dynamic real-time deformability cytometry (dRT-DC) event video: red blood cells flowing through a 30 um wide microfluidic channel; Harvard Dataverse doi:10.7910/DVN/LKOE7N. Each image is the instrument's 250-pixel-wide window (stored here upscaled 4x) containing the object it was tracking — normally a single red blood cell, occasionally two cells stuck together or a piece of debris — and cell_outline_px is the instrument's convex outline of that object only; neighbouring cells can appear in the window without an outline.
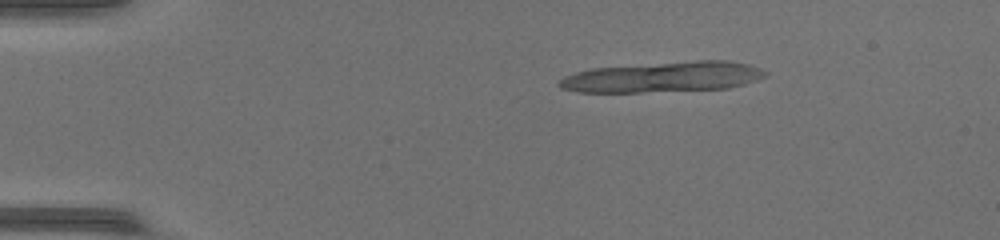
{"species": "common noctule bat (a hibernating species)", "species_latin": "Nyctalus noctula", "temperature_condition": "warm", "stored_images_in_passage": 15, "camera_frame_rate_fps": 3000, "um_per_image_px": 0.085, "animal": {"sex": "female", "body_mass_g": 17.0, "forearm_length_mm": 48.0}, "frame": {"image": 1, "passage_image": 5, "time_ms": 1.333, "image_size_px": [1000, 240], "cell_outline_px": [[768, 76], [744, 84], [728, 88], [640, 92], [576, 92], [560, 88], [556, 84], [564, 76], [576, 72], [592, 68], [696, 60], [728, 60], [748, 64], [760, 68], [768, 72]], "centroid_in_image_um": [56.36, 6.54], "position_along_channel_um": 28.6, "area_um2": 36.65}}